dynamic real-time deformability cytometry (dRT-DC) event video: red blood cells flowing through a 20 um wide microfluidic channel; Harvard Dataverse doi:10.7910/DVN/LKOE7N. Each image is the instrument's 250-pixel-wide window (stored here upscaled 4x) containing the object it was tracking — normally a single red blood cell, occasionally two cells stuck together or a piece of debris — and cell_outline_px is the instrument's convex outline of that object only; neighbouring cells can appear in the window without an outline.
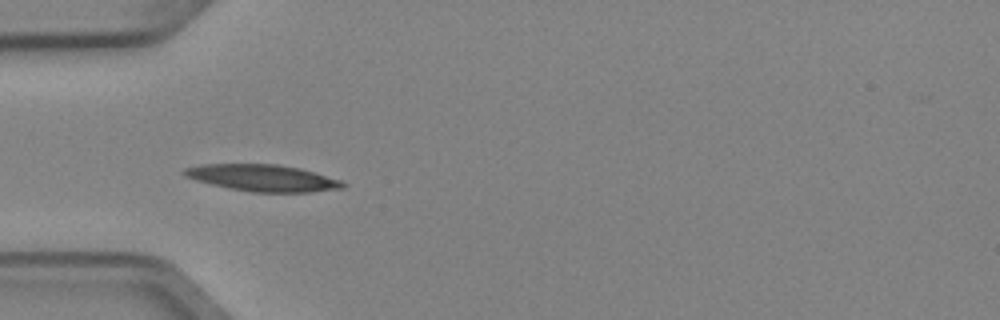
{"species": "Egyptian fruit bat (a non-hibernating species)", "species_latin": "Rousettus aegyptiacus", "temperature_condition": "cold", "stored_images_in_passage": 2, "camera_frame_rate_fps": 3000, "um_per_image_px": 0.085, "animal": {"sex": "female"}, "frame": {"image": 1, "passage_image": 1, "time_ms": 0.0, "image_size_px": [1000, 320], "cell_outline_px": [[348, 184], [344, 188], [308, 192], [252, 192], [228, 188], [196, 180], [184, 176], [180, 172], [184, 168], [200, 164], [276, 164], [300, 168], [340, 180]], "centroid_in_image_um": [22.3, 15.12], "position_along_channel_um": 62.7, "area_um2": 24.68}}
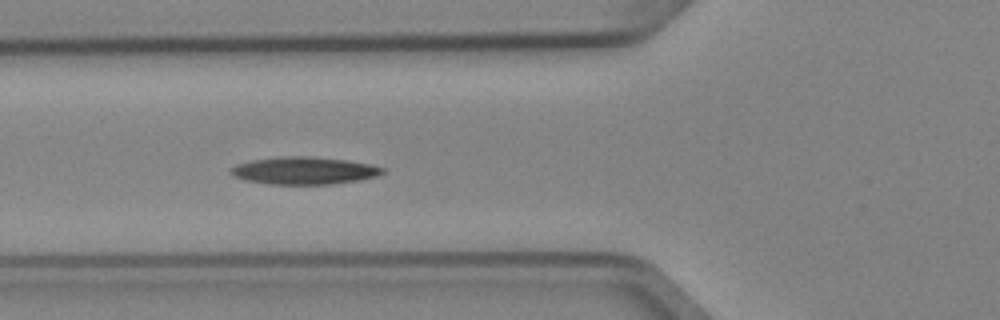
{"frame": {"image": 2, "passage_image": 2, "time_ms": 0.333, "image_size_px": [1000, 320], "cell_outline_px": [[384, 172], [376, 176], [360, 180], [332, 184], [268, 184], [244, 180], [228, 172], [236, 164], [252, 160], [280, 156], [312, 156], [348, 160], [372, 164], [384, 168]], "centroid_in_image_um": [25.86, 14.49], "position_along_channel_um": 99.9, "area_um2": 24.39}}